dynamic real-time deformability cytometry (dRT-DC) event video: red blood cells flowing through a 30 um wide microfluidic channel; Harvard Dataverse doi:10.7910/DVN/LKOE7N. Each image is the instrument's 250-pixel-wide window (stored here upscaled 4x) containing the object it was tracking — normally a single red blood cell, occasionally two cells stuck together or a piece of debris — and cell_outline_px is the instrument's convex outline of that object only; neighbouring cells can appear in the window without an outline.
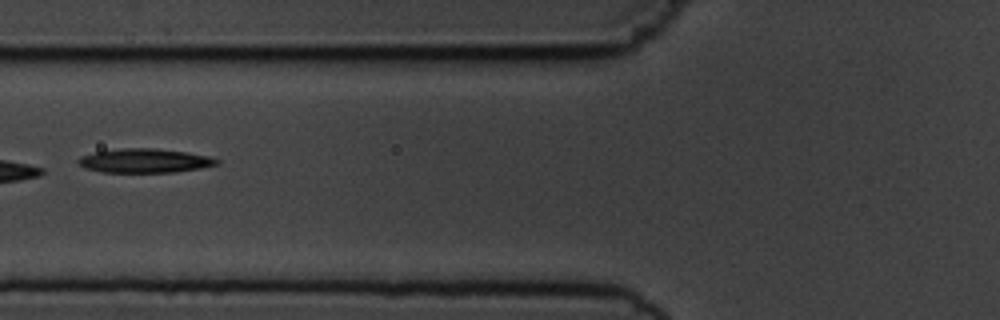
{"species": "common noctule bat (a hibernating species)", "species_latin": "Nyctalus noctula", "temperature_condition": "cold", "stored_images_in_passage": 9, "camera_frame_rate_fps": 3000, "um_per_image_px": 0.085, "animal": {"sex": "male", "body_mass_g": 19.5, "forearm_length_mm": 54.6}, "frame": {"image": 1, "passage_image": 6, "time_ms": 6.667, "image_size_px": [1000, 320], "cell_outline_px": [[220, 160], [216, 164], [200, 168], [172, 172], [104, 172], [84, 168], [76, 164], [76, 160], [80, 156], [96, 152], [120, 148], [152, 148], [188, 152], [208, 156]], "centroid_in_image_um": [12.24, 13.65], "position_along_channel_um": 113.6, "area_um2": 19.36}}
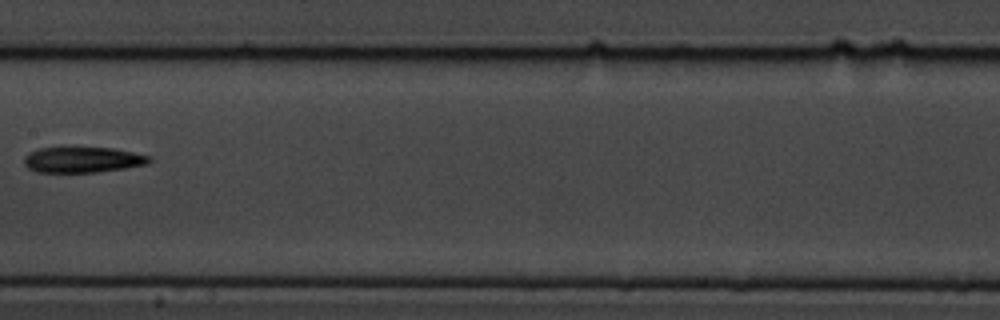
{"frame": {"image": 2, "passage_image": 8, "time_ms": 9.0, "image_size_px": [1000, 320], "cell_outline_px": [[152, 160], [148, 164], [124, 168], [96, 172], [36, 172], [28, 168], [24, 164], [24, 156], [40, 148], [112, 148], [152, 156]], "centroid_in_image_um": [7.05, 13.59], "position_along_channel_um": 200.4, "area_um2": 18.55}}
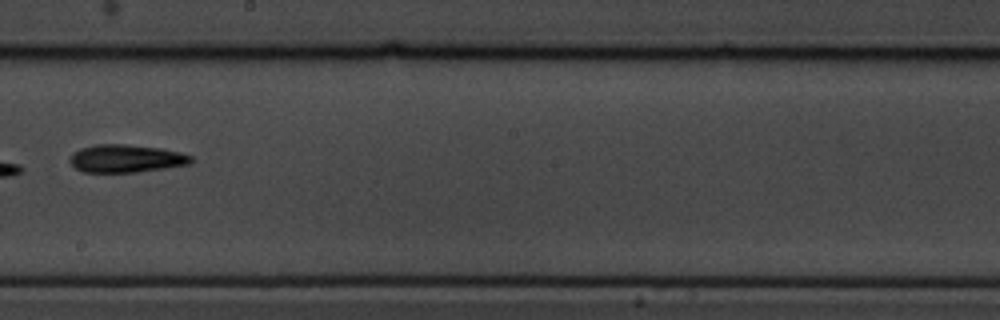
{"frame": {"image": 3, "passage_image": 9, "time_ms": 10.0, "image_size_px": [1000, 320], "cell_outline_px": [[192, 164], [136, 172], [84, 172], [76, 168], [68, 160], [72, 152], [80, 148], [96, 144], [124, 144], [160, 148], [180, 152], [192, 156]], "centroid_in_image_um": [10.7, 13.47], "position_along_channel_um": 237.5, "area_um2": 19.71}}